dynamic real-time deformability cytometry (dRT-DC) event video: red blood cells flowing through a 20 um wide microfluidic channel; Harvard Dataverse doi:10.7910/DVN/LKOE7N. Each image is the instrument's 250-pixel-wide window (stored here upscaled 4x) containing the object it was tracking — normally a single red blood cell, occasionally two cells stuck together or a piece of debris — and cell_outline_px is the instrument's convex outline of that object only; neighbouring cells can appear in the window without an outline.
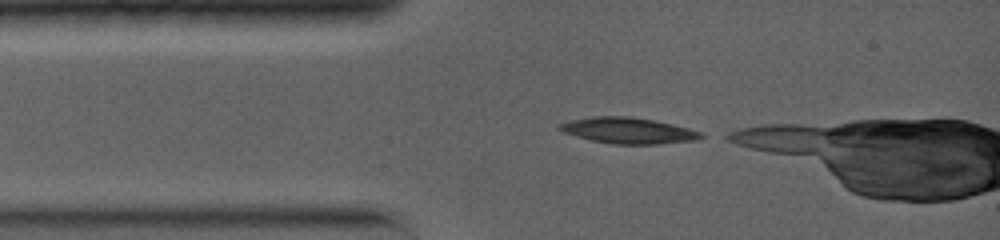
{"species": "common noctule bat (a hibernating species)", "species_latin": "Nyctalus noctula", "temperature_condition": "warm", "stored_images_in_passage": 5, "camera_frame_rate_fps": 5000, "um_per_image_px": 0.085, "animal": {"sex": "female", "body_mass_g": 19.0, "forearm_length_mm": 56.7}, "frame": {"image": 1, "passage_image": 1, "time_ms": 0.0, "image_size_px": [1000, 240], "cell_outline_px": [[704, 136], [696, 140], [660, 144], [612, 144], [592, 140], [576, 136], [564, 132], [556, 128], [560, 124], [572, 120], [592, 116], [632, 116], [672, 124], [688, 128], [700, 132]], "centroid_in_image_um": [53.39, 11.1], "position_along_channel_um": 31.6, "area_um2": 21.27}}